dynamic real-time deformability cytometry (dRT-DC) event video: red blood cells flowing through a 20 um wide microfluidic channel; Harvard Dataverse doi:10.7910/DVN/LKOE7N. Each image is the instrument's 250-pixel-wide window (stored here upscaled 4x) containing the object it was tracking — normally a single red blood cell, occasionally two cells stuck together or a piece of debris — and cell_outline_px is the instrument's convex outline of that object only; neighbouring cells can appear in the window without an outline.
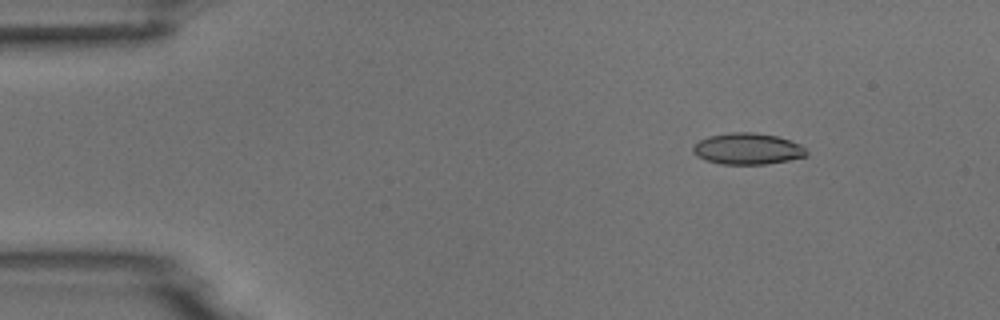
{"species": "common noctule bat (a hibernating species)", "species_latin": "Nyctalus noctula", "temperature_condition": "room temperature", "stored_images_in_passage": 3, "camera_frame_rate_fps": 3000, "um_per_image_px": 0.085, "animal": {"sex": "male", "body_mass_g": 18.8}, "frame": {"image": 1, "passage_image": 1, "time_ms": 0.0, "image_size_px": [1000, 320], "cell_outline_px": [[808, 156], [788, 160], [764, 164], [720, 164], [704, 160], [696, 156], [692, 152], [692, 144], [708, 136], [732, 132], [752, 132], [776, 136], [800, 144], [808, 152]], "centroid_in_image_um": [63.49, 12.65], "position_along_channel_um": 21.5, "area_um2": 20.81}}
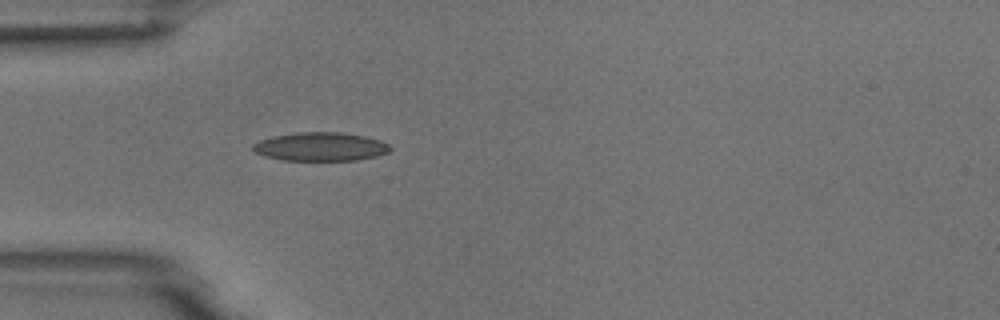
{"frame": {"image": 2, "passage_image": 3, "time_ms": 3.0, "image_size_px": [1000, 320], "cell_outline_px": [[392, 148], [388, 152], [376, 156], [356, 160], [280, 160], [264, 156], [256, 152], [252, 148], [252, 144], [260, 140], [272, 136], [296, 132], [340, 132], [364, 136], [380, 140], [388, 144]], "centroid_in_image_um": [27.22, 12.46], "position_along_channel_um": 57.8, "area_um2": 22.89}}